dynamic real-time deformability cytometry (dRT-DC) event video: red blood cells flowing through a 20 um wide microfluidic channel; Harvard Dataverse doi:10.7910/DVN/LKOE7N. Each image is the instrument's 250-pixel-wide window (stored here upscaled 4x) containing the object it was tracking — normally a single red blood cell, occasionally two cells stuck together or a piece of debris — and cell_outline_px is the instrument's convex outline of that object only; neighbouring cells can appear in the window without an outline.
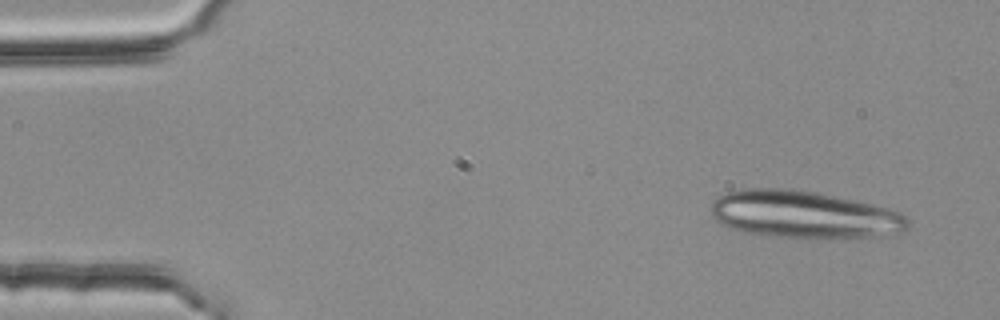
{"species": "common noctule bat (a hibernating species)", "species_latin": "Nyctalus noctula", "temperature_condition": "room temperature", "stored_images_in_passage": 4, "camera_frame_rate_fps": 3000, "um_per_image_px": 0.085, "animal": {"sex": "female", "body_mass_g": 25.1}, "frame": {"image": 1, "passage_image": 1, "time_ms": 0.0, "image_size_px": [1000, 320], "cell_outline_px": [[908, 228], [904, 232], [884, 236], [828, 240], [780, 236], [744, 232], [720, 224], [712, 216], [712, 200], [716, 196], [724, 192], [748, 188], [792, 188], [816, 192], [872, 204], [888, 208], [900, 212], [908, 216]], "centroid_in_image_um": [68.38, 18.25], "position_along_channel_um": 16.6, "area_um2": 55.31}}